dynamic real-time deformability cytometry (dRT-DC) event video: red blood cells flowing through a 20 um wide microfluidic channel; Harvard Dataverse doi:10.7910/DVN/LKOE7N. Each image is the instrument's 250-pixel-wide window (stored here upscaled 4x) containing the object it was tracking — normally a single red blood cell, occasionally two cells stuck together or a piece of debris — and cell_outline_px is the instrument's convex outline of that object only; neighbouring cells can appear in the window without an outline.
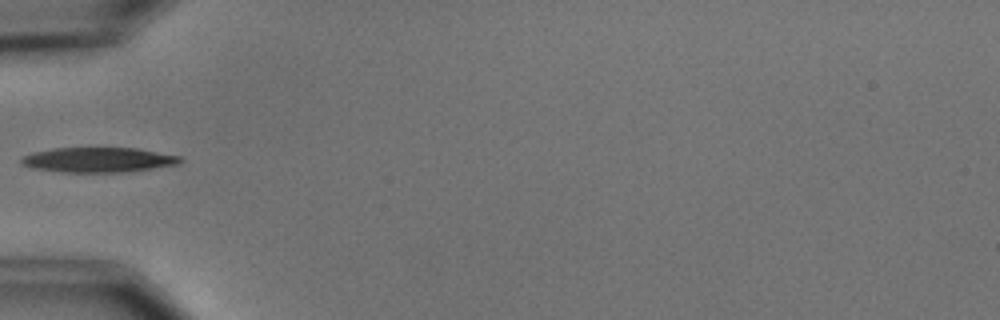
{"species": "common noctule bat (a hibernating species)", "species_latin": "Nyctalus noctula", "temperature_condition": "cold", "stored_images_in_passage": 6, "camera_frame_rate_fps": 3000, "um_per_image_px": 0.085, "animal": {"sex": "male", "body_mass_g": 15.6}, "frame": {"image": 1, "passage_image": 5, "time_ms": 5.667, "image_size_px": [1000, 320], "cell_outline_px": [[184, 160], [176, 164], [152, 168], [120, 172], [60, 172], [32, 168], [20, 164], [20, 156], [32, 152], [52, 148], [136, 148], [180, 156]], "centroid_in_image_um": [8.26, 13.58], "position_along_channel_um": 76.7, "area_um2": 23.06}}